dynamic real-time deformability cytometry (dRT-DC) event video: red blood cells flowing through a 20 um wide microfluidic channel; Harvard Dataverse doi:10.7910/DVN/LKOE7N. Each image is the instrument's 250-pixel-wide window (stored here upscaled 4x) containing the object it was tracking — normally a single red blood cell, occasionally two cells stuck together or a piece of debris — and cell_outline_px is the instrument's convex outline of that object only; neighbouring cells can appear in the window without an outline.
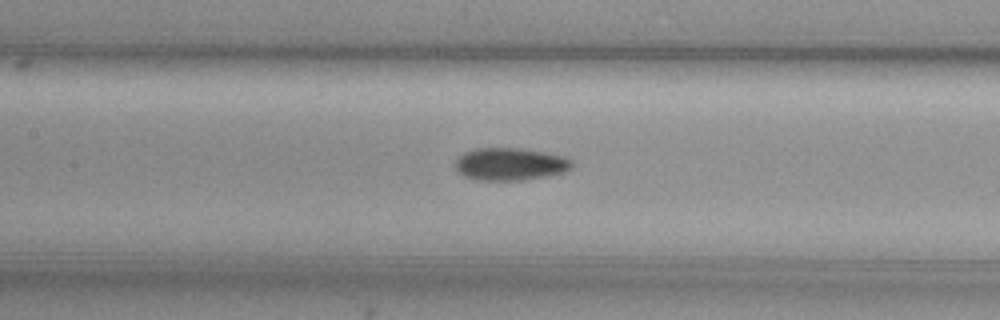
{"species": "common noctule bat (a hibernating species)", "species_latin": "Nyctalus noctula", "temperature_condition": "cold", "stored_images_in_passage": 26, "camera_frame_rate_fps": 3000, "um_per_image_px": 0.085, "animal": {"sex": "female", "body_mass_g": 29.2, "forearm_length_mm": 56.3}, "frame": {"image": 1, "passage_image": 8, "time_ms": 2.333, "image_size_px": [1000, 320], "cell_outline_px": [[572, 168], [564, 172], [548, 176], [524, 180], [472, 180], [464, 176], [456, 168], [456, 160], [464, 152], [476, 148], [520, 148], [560, 156], [572, 160]], "centroid_in_image_um": [43.34, 13.96], "position_along_channel_um": 164.1, "area_um2": 21.96}}
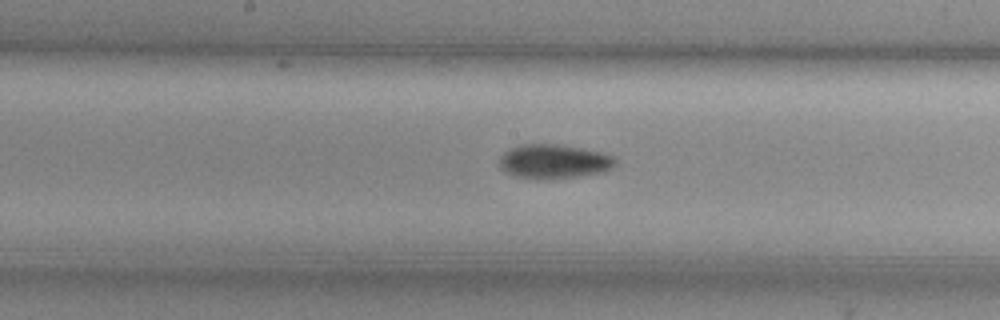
{"frame": {"image": 2, "passage_image": 11, "time_ms": 3.333, "image_size_px": [1000, 320], "cell_outline_px": [[616, 164], [612, 168], [604, 172], [576, 176], [536, 180], [516, 176], [504, 172], [500, 168], [500, 156], [508, 148], [524, 144], [556, 144], [580, 148], [600, 152], [612, 156], [616, 160]], "centroid_in_image_um": [47.04, 13.73], "position_along_channel_um": 201.2, "area_um2": 23.12}}